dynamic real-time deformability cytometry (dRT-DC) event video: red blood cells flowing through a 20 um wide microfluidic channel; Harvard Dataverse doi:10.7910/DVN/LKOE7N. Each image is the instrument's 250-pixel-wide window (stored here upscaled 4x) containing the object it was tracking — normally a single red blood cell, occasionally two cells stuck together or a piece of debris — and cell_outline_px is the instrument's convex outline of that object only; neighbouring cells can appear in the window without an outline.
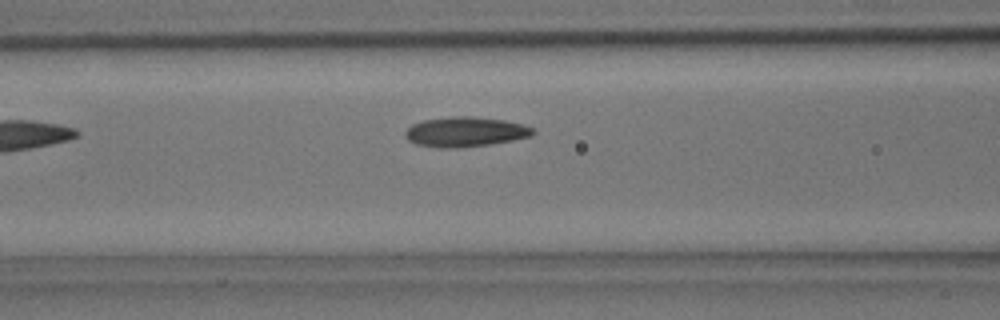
{"species": "common noctule bat (a hibernating species)", "species_latin": "Nyctalus noctula", "temperature_condition": "room temperature", "stored_images_in_passage": 4, "camera_frame_rate_fps": 3000, "um_per_image_px": 0.085, "animal": {"sex": "male", "body_mass_g": 15.6}, "frame": {"image": 1, "passage_image": 4, "time_ms": 3.667, "image_size_px": [1000, 320], "cell_outline_px": [[536, 132], [532, 136], [512, 140], [488, 144], [460, 148], [440, 148], [416, 144], [408, 140], [404, 136], [404, 132], [412, 124], [424, 120], [456, 116], [472, 116], [504, 120], [524, 124], [536, 128]], "centroid_in_image_um": [39.58, 11.21], "position_along_channel_um": 127.0, "area_um2": 22.37}}